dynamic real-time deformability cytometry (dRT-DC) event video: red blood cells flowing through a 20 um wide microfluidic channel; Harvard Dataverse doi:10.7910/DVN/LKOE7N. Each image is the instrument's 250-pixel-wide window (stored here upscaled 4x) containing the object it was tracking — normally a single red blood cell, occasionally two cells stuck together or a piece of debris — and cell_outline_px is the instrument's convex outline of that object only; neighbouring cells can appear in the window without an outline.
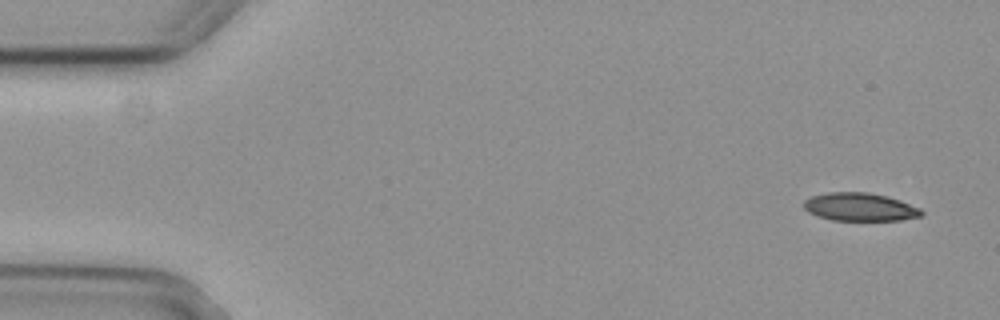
{"species": "common noctule bat (a hibernating species)", "species_latin": "Nyctalus noctula", "temperature_condition": "cold", "stored_images_in_passage": 5, "camera_frame_rate_fps": 3000, "um_per_image_px": 0.085, "animal": {"sex": "female", "body_mass_g": 29.2, "forearm_length_mm": 56.3}, "frame": {"image": 1, "passage_image": 1, "time_ms": 0.0, "image_size_px": [1000, 320], "cell_outline_px": [[924, 212], [920, 216], [900, 220], [832, 220], [816, 216], [808, 212], [804, 208], [804, 200], [812, 196], [828, 192], [868, 192], [888, 196], [900, 200], [920, 208]], "centroid_in_image_um": [73.08, 17.59], "position_along_channel_um": 11.9, "area_um2": 19.31}}
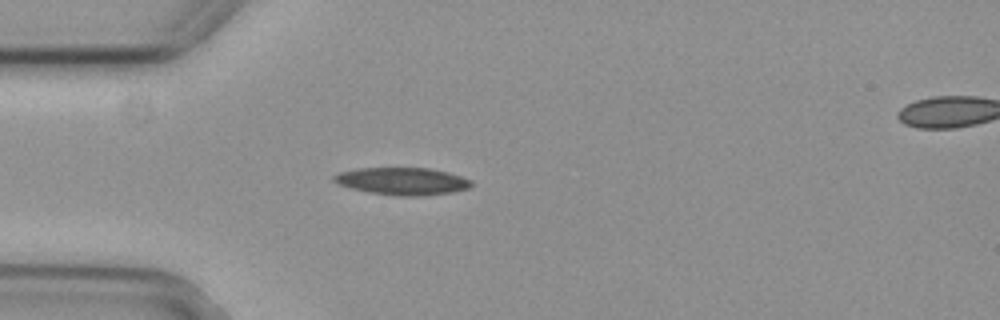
{"frame": {"image": 2, "passage_image": 4, "time_ms": 1.0, "image_size_px": [1000, 320], "cell_outline_px": [[472, 184], [468, 188], [452, 192], [424, 196], [396, 196], [368, 192], [352, 188], [340, 184], [332, 180], [332, 176], [340, 172], [360, 168], [428, 168], [448, 172], [472, 180]], "centroid_in_image_um": [34.21, 15.4], "position_along_channel_um": 50.8, "area_um2": 21.85}}